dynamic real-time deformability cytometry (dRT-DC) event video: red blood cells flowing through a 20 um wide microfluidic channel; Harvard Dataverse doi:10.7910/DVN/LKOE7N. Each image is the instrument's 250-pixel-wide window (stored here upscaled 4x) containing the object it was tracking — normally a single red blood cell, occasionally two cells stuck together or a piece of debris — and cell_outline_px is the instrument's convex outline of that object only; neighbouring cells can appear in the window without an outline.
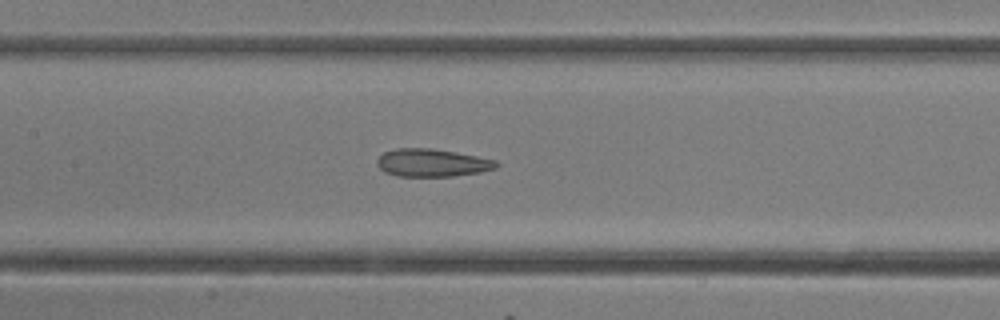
{"species": "common noctule bat (a hibernating species)", "species_latin": "Nyctalus noctula", "temperature_condition": "room temperature", "stored_images_in_passage": 17, "camera_frame_rate_fps": 3000, "um_per_image_px": 0.085, "animal": {"sex": "female"}, "frame": {"image": 1, "passage_image": 15, "time_ms": 4.667, "image_size_px": [1000, 320], "cell_outline_px": [[500, 164], [496, 168], [480, 172], [452, 176], [396, 176], [384, 172], [376, 164], [376, 160], [384, 152], [396, 148], [432, 148], [476, 156], [496, 160]], "centroid_in_image_um": [36.71, 13.84], "position_along_channel_um": 170.7, "area_um2": 19.31}}
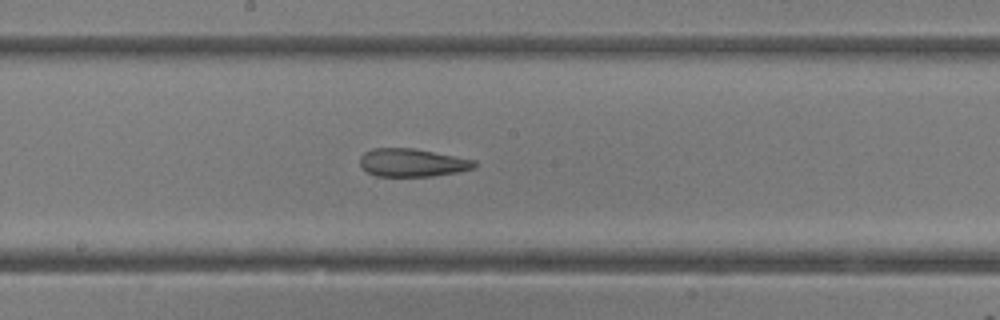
{"frame": {"image": 2, "passage_image": 17, "time_ms": 5.333, "image_size_px": [1000, 320], "cell_outline_px": [[476, 168], [460, 172], [432, 176], [376, 176], [368, 172], [360, 164], [360, 156], [364, 152], [372, 148], [412, 148], [476, 160]], "centroid_in_image_um": [35.06, 13.83], "position_along_channel_um": 213.1, "area_um2": 18.73}}